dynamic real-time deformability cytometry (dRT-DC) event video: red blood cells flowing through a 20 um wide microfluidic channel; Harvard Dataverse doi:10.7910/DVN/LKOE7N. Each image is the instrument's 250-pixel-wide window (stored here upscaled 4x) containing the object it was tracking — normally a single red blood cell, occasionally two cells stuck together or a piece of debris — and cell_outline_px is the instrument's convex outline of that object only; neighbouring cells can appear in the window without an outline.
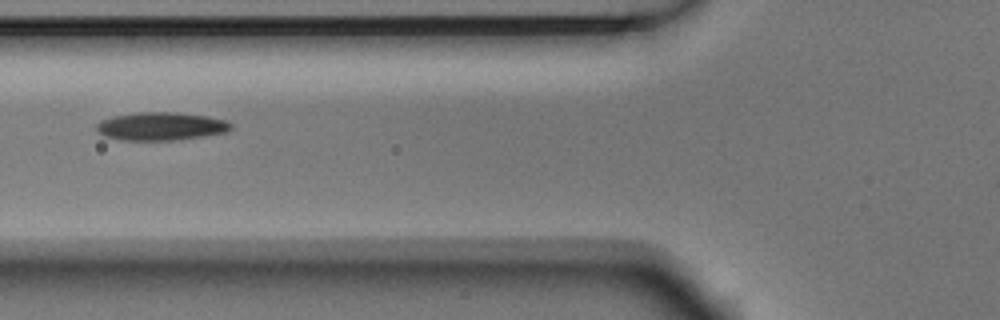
{"species": "Egyptian fruit bat (a non-hibernating species)", "species_latin": "Rousettus aegyptiacus", "temperature_condition": "room temperature", "stored_images_in_passage": 9, "camera_frame_rate_fps": 3000, "um_per_image_px": 0.085, "animal": {"sex": "male"}, "frame": {"image": 1, "passage_image": 6, "time_ms": 1.667, "image_size_px": [1000, 320], "cell_outline_px": [[232, 128], [228, 132], [172, 140], [120, 140], [104, 136], [96, 132], [96, 124], [112, 116], [136, 112], [176, 112], [208, 116], [224, 120], [232, 124]], "centroid_in_image_um": [13.65, 10.73], "position_along_channel_um": 112.1, "area_um2": 22.02}}
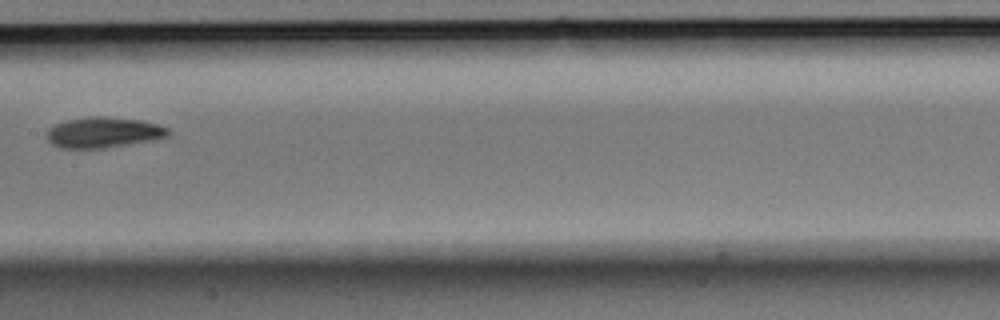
{"frame": {"image": 2, "passage_image": 8, "time_ms": 2.333, "image_size_px": [1000, 320], "cell_outline_px": [[168, 136], [156, 140], [104, 148], [60, 148], [52, 144], [48, 140], [48, 128], [56, 124], [68, 120], [88, 116], [104, 116], [144, 120], [160, 124], [168, 128]], "centroid_in_image_um": [8.84, 11.25], "position_along_channel_um": 198.6, "area_um2": 21.85}}
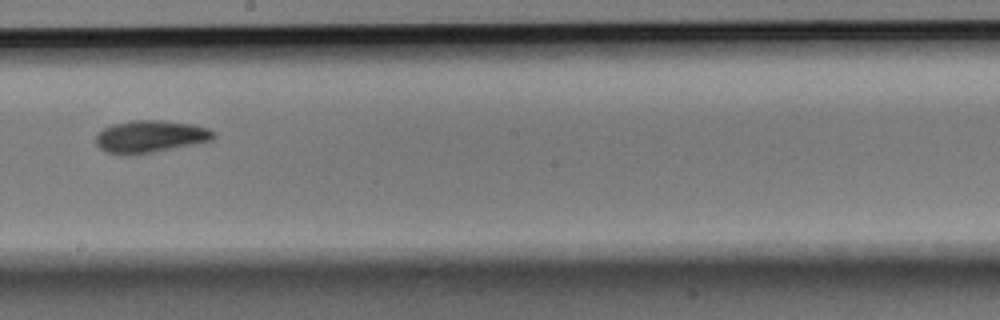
{"frame": {"image": 3, "passage_image": 9, "time_ms": 2.667, "image_size_px": [1000, 320], "cell_outline_px": [[216, 136], [212, 140], [152, 152], [124, 156], [104, 152], [96, 144], [96, 136], [104, 128], [112, 124], [132, 120], [160, 120], [192, 124], [208, 128], [216, 132]], "centroid_in_image_um": [12.75, 11.6], "position_along_channel_um": 235.5, "area_um2": 22.14}}